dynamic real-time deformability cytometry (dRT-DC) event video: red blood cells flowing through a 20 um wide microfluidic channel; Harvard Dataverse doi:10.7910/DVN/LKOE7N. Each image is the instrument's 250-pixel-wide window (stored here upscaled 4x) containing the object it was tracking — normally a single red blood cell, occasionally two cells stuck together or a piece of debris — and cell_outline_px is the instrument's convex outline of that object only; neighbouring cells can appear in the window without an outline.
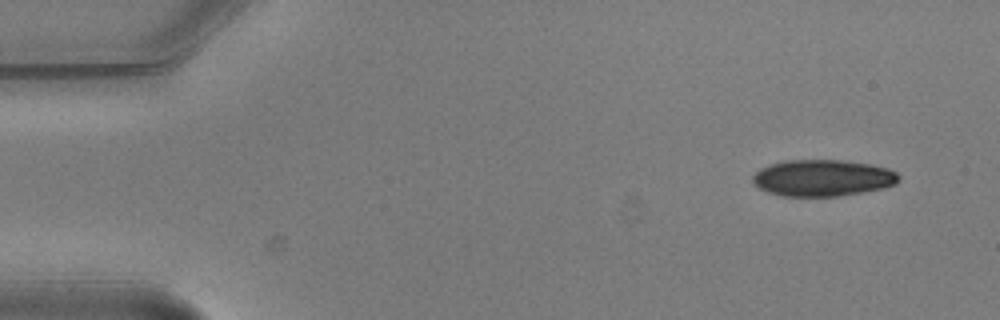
{"species": "common noctule bat (a hibernating species)", "species_latin": "Nyctalus noctula", "temperature_condition": "warm", "stored_images_in_passage": 4, "camera_frame_rate_fps": 3000, "um_per_image_px": 0.085, "animal": {"sex": "male", "body_mass_g": 20.5, "forearm_length_mm": 52.5}, "frame": {"image": 1, "passage_image": 1, "time_ms": 0.0, "image_size_px": [1000, 320], "cell_outline_px": [[900, 180], [896, 184], [884, 188], [836, 196], [784, 196], [768, 192], [760, 188], [752, 180], [752, 176], [760, 168], [768, 164], [784, 160], [840, 160], [872, 164], [888, 168], [896, 172], [900, 176]], "centroid_in_image_um": [69.94, 15.11], "position_along_channel_um": 15.1, "area_um2": 31.15}}